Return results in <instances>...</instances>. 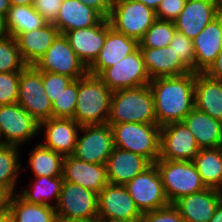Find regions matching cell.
I'll list each match as a JSON object with an SVG mask.
<instances>
[{"label":"cell","mask_w":222,"mask_h":222,"mask_svg":"<svg viewBox=\"0 0 222 222\" xmlns=\"http://www.w3.org/2000/svg\"><path fill=\"white\" fill-rule=\"evenodd\" d=\"M150 79L179 76L191 70L179 59L171 46L163 48L139 47Z\"/></svg>","instance_id":"cb8c5ba5"},{"label":"cell","mask_w":222,"mask_h":222,"mask_svg":"<svg viewBox=\"0 0 222 222\" xmlns=\"http://www.w3.org/2000/svg\"><path fill=\"white\" fill-rule=\"evenodd\" d=\"M219 192L221 193V195H222V185H221V188L219 189Z\"/></svg>","instance_id":"680465c9"},{"label":"cell","mask_w":222,"mask_h":222,"mask_svg":"<svg viewBox=\"0 0 222 222\" xmlns=\"http://www.w3.org/2000/svg\"><path fill=\"white\" fill-rule=\"evenodd\" d=\"M55 210L58 219L98 222V193L63 181Z\"/></svg>","instance_id":"52a82bcc"},{"label":"cell","mask_w":222,"mask_h":222,"mask_svg":"<svg viewBox=\"0 0 222 222\" xmlns=\"http://www.w3.org/2000/svg\"><path fill=\"white\" fill-rule=\"evenodd\" d=\"M141 220L142 222H185L173 204L143 213Z\"/></svg>","instance_id":"60d3db41"},{"label":"cell","mask_w":222,"mask_h":222,"mask_svg":"<svg viewBox=\"0 0 222 222\" xmlns=\"http://www.w3.org/2000/svg\"><path fill=\"white\" fill-rule=\"evenodd\" d=\"M141 216L125 185L108 183L98 193V222L128 221Z\"/></svg>","instance_id":"5bb4252c"},{"label":"cell","mask_w":222,"mask_h":222,"mask_svg":"<svg viewBox=\"0 0 222 222\" xmlns=\"http://www.w3.org/2000/svg\"><path fill=\"white\" fill-rule=\"evenodd\" d=\"M216 1L218 2L219 7H220V10H221V12H222V0H216Z\"/></svg>","instance_id":"9f6ffc18"},{"label":"cell","mask_w":222,"mask_h":222,"mask_svg":"<svg viewBox=\"0 0 222 222\" xmlns=\"http://www.w3.org/2000/svg\"><path fill=\"white\" fill-rule=\"evenodd\" d=\"M46 23L33 5H17L11 6L4 18V29L7 35L16 38L20 33L33 31Z\"/></svg>","instance_id":"4dcf8cb0"},{"label":"cell","mask_w":222,"mask_h":222,"mask_svg":"<svg viewBox=\"0 0 222 222\" xmlns=\"http://www.w3.org/2000/svg\"><path fill=\"white\" fill-rule=\"evenodd\" d=\"M33 66L38 71L58 73L74 80L88 73V68L73 51L64 34L57 36L46 53Z\"/></svg>","instance_id":"7c38bea8"},{"label":"cell","mask_w":222,"mask_h":222,"mask_svg":"<svg viewBox=\"0 0 222 222\" xmlns=\"http://www.w3.org/2000/svg\"><path fill=\"white\" fill-rule=\"evenodd\" d=\"M59 34V30L53 23H46L33 31L20 33L16 37V41L23 61L27 65H34L46 53Z\"/></svg>","instance_id":"484cf974"},{"label":"cell","mask_w":222,"mask_h":222,"mask_svg":"<svg viewBox=\"0 0 222 222\" xmlns=\"http://www.w3.org/2000/svg\"><path fill=\"white\" fill-rule=\"evenodd\" d=\"M19 150L18 146L0 144V185L7 186L14 194L17 193L15 188L23 169Z\"/></svg>","instance_id":"836d02e7"},{"label":"cell","mask_w":222,"mask_h":222,"mask_svg":"<svg viewBox=\"0 0 222 222\" xmlns=\"http://www.w3.org/2000/svg\"><path fill=\"white\" fill-rule=\"evenodd\" d=\"M5 34H6V32H5V29H4V18H2L0 16V36H3Z\"/></svg>","instance_id":"816d5d0a"},{"label":"cell","mask_w":222,"mask_h":222,"mask_svg":"<svg viewBox=\"0 0 222 222\" xmlns=\"http://www.w3.org/2000/svg\"><path fill=\"white\" fill-rule=\"evenodd\" d=\"M63 180L76 183L99 193L108 183L105 164L82 161L73 155H66L63 161Z\"/></svg>","instance_id":"d6986e66"},{"label":"cell","mask_w":222,"mask_h":222,"mask_svg":"<svg viewBox=\"0 0 222 222\" xmlns=\"http://www.w3.org/2000/svg\"><path fill=\"white\" fill-rule=\"evenodd\" d=\"M79 133L72 155L88 163L106 165L115 148L110 125L81 126Z\"/></svg>","instance_id":"8fae6325"},{"label":"cell","mask_w":222,"mask_h":222,"mask_svg":"<svg viewBox=\"0 0 222 222\" xmlns=\"http://www.w3.org/2000/svg\"><path fill=\"white\" fill-rule=\"evenodd\" d=\"M202 148L222 147V122L194 107L182 121Z\"/></svg>","instance_id":"4316f807"},{"label":"cell","mask_w":222,"mask_h":222,"mask_svg":"<svg viewBox=\"0 0 222 222\" xmlns=\"http://www.w3.org/2000/svg\"><path fill=\"white\" fill-rule=\"evenodd\" d=\"M118 222H142L141 218L128 220V221H118Z\"/></svg>","instance_id":"db71d44e"},{"label":"cell","mask_w":222,"mask_h":222,"mask_svg":"<svg viewBox=\"0 0 222 222\" xmlns=\"http://www.w3.org/2000/svg\"><path fill=\"white\" fill-rule=\"evenodd\" d=\"M156 19L155 11L138 0L112 2L108 17V21L115 31L134 38L138 42Z\"/></svg>","instance_id":"8992f818"},{"label":"cell","mask_w":222,"mask_h":222,"mask_svg":"<svg viewBox=\"0 0 222 222\" xmlns=\"http://www.w3.org/2000/svg\"><path fill=\"white\" fill-rule=\"evenodd\" d=\"M209 222H222V203L217 207Z\"/></svg>","instance_id":"681fc988"},{"label":"cell","mask_w":222,"mask_h":222,"mask_svg":"<svg viewBox=\"0 0 222 222\" xmlns=\"http://www.w3.org/2000/svg\"><path fill=\"white\" fill-rule=\"evenodd\" d=\"M220 13L216 0H192L185 2L184 8L173 22L178 32L193 39Z\"/></svg>","instance_id":"2e32d148"},{"label":"cell","mask_w":222,"mask_h":222,"mask_svg":"<svg viewBox=\"0 0 222 222\" xmlns=\"http://www.w3.org/2000/svg\"><path fill=\"white\" fill-rule=\"evenodd\" d=\"M32 181L33 184L31 182L30 188H22V191H17V194L28 203L55 207L59 201L61 187L64 181L63 176L35 177ZM51 200H54L55 204L51 202Z\"/></svg>","instance_id":"f546056e"},{"label":"cell","mask_w":222,"mask_h":222,"mask_svg":"<svg viewBox=\"0 0 222 222\" xmlns=\"http://www.w3.org/2000/svg\"><path fill=\"white\" fill-rule=\"evenodd\" d=\"M4 222H16L9 213L4 214Z\"/></svg>","instance_id":"f5cc1de1"},{"label":"cell","mask_w":222,"mask_h":222,"mask_svg":"<svg viewBox=\"0 0 222 222\" xmlns=\"http://www.w3.org/2000/svg\"><path fill=\"white\" fill-rule=\"evenodd\" d=\"M40 123L18 103L0 105V144L20 147L39 133Z\"/></svg>","instance_id":"30bf717a"},{"label":"cell","mask_w":222,"mask_h":222,"mask_svg":"<svg viewBox=\"0 0 222 222\" xmlns=\"http://www.w3.org/2000/svg\"><path fill=\"white\" fill-rule=\"evenodd\" d=\"M185 2V0H162L155 11L156 18L174 21L184 8Z\"/></svg>","instance_id":"b9f144b4"},{"label":"cell","mask_w":222,"mask_h":222,"mask_svg":"<svg viewBox=\"0 0 222 222\" xmlns=\"http://www.w3.org/2000/svg\"><path fill=\"white\" fill-rule=\"evenodd\" d=\"M78 93V79L73 80L52 102V117L74 118Z\"/></svg>","instance_id":"8d00e7d4"},{"label":"cell","mask_w":222,"mask_h":222,"mask_svg":"<svg viewBox=\"0 0 222 222\" xmlns=\"http://www.w3.org/2000/svg\"><path fill=\"white\" fill-rule=\"evenodd\" d=\"M125 187L141 214L169 205L155 163L136 175Z\"/></svg>","instance_id":"9c48e42d"},{"label":"cell","mask_w":222,"mask_h":222,"mask_svg":"<svg viewBox=\"0 0 222 222\" xmlns=\"http://www.w3.org/2000/svg\"><path fill=\"white\" fill-rule=\"evenodd\" d=\"M169 46L179 59L193 72H195V50L193 40L176 31Z\"/></svg>","instance_id":"74e56055"},{"label":"cell","mask_w":222,"mask_h":222,"mask_svg":"<svg viewBox=\"0 0 222 222\" xmlns=\"http://www.w3.org/2000/svg\"><path fill=\"white\" fill-rule=\"evenodd\" d=\"M149 86L154 95L155 116L160 127L182 122L195 107L193 71L179 76L151 79Z\"/></svg>","instance_id":"6da1fadb"},{"label":"cell","mask_w":222,"mask_h":222,"mask_svg":"<svg viewBox=\"0 0 222 222\" xmlns=\"http://www.w3.org/2000/svg\"><path fill=\"white\" fill-rule=\"evenodd\" d=\"M9 214L16 222H56L55 207L31 204L15 193L11 200Z\"/></svg>","instance_id":"d6a6232c"},{"label":"cell","mask_w":222,"mask_h":222,"mask_svg":"<svg viewBox=\"0 0 222 222\" xmlns=\"http://www.w3.org/2000/svg\"><path fill=\"white\" fill-rule=\"evenodd\" d=\"M81 3L96 10L103 18L108 19L112 2L110 0H79Z\"/></svg>","instance_id":"ee69618b"},{"label":"cell","mask_w":222,"mask_h":222,"mask_svg":"<svg viewBox=\"0 0 222 222\" xmlns=\"http://www.w3.org/2000/svg\"><path fill=\"white\" fill-rule=\"evenodd\" d=\"M81 126L71 118H49L40 122L39 130L44 131V147L64 156L72 155Z\"/></svg>","instance_id":"e0dca14e"},{"label":"cell","mask_w":222,"mask_h":222,"mask_svg":"<svg viewBox=\"0 0 222 222\" xmlns=\"http://www.w3.org/2000/svg\"><path fill=\"white\" fill-rule=\"evenodd\" d=\"M107 19L103 18L97 25L66 32L70 46L80 60L89 68L98 58L105 43Z\"/></svg>","instance_id":"ac0fdd59"},{"label":"cell","mask_w":222,"mask_h":222,"mask_svg":"<svg viewBox=\"0 0 222 222\" xmlns=\"http://www.w3.org/2000/svg\"><path fill=\"white\" fill-rule=\"evenodd\" d=\"M99 77L113 92L148 85L151 81L140 48L105 69Z\"/></svg>","instance_id":"4fadbf2b"},{"label":"cell","mask_w":222,"mask_h":222,"mask_svg":"<svg viewBox=\"0 0 222 222\" xmlns=\"http://www.w3.org/2000/svg\"><path fill=\"white\" fill-rule=\"evenodd\" d=\"M155 165L161 175L164 192L170 204L180 197L206 189L192 161L158 159Z\"/></svg>","instance_id":"5b68a950"},{"label":"cell","mask_w":222,"mask_h":222,"mask_svg":"<svg viewBox=\"0 0 222 222\" xmlns=\"http://www.w3.org/2000/svg\"><path fill=\"white\" fill-rule=\"evenodd\" d=\"M210 78L222 81V47L215 62L205 72Z\"/></svg>","instance_id":"bcb514c9"},{"label":"cell","mask_w":222,"mask_h":222,"mask_svg":"<svg viewBox=\"0 0 222 222\" xmlns=\"http://www.w3.org/2000/svg\"><path fill=\"white\" fill-rule=\"evenodd\" d=\"M112 93L97 75L87 73L79 78L73 119L80 126L106 124L110 116Z\"/></svg>","instance_id":"7a4b0ae2"},{"label":"cell","mask_w":222,"mask_h":222,"mask_svg":"<svg viewBox=\"0 0 222 222\" xmlns=\"http://www.w3.org/2000/svg\"><path fill=\"white\" fill-rule=\"evenodd\" d=\"M0 222H4V214L0 215Z\"/></svg>","instance_id":"6f0895ef"},{"label":"cell","mask_w":222,"mask_h":222,"mask_svg":"<svg viewBox=\"0 0 222 222\" xmlns=\"http://www.w3.org/2000/svg\"><path fill=\"white\" fill-rule=\"evenodd\" d=\"M157 123L153 92L148 85L114 91L108 124Z\"/></svg>","instance_id":"3957f363"},{"label":"cell","mask_w":222,"mask_h":222,"mask_svg":"<svg viewBox=\"0 0 222 222\" xmlns=\"http://www.w3.org/2000/svg\"><path fill=\"white\" fill-rule=\"evenodd\" d=\"M56 222H85V221H69V220H63V219L57 218Z\"/></svg>","instance_id":"11a10c76"},{"label":"cell","mask_w":222,"mask_h":222,"mask_svg":"<svg viewBox=\"0 0 222 222\" xmlns=\"http://www.w3.org/2000/svg\"><path fill=\"white\" fill-rule=\"evenodd\" d=\"M195 107L222 122V81L195 72Z\"/></svg>","instance_id":"83f0119b"},{"label":"cell","mask_w":222,"mask_h":222,"mask_svg":"<svg viewBox=\"0 0 222 222\" xmlns=\"http://www.w3.org/2000/svg\"><path fill=\"white\" fill-rule=\"evenodd\" d=\"M110 127L115 147L144 156L151 163L159 159L161 127L157 123L126 122Z\"/></svg>","instance_id":"277c9868"},{"label":"cell","mask_w":222,"mask_h":222,"mask_svg":"<svg viewBox=\"0 0 222 222\" xmlns=\"http://www.w3.org/2000/svg\"><path fill=\"white\" fill-rule=\"evenodd\" d=\"M102 19L103 17L96 10L79 0H63L53 24L60 34H65L71 30L95 26Z\"/></svg>","instance_id":"d4e9b609"},{"label":"cell","mask_w":222,"mask_h":222,"mask_svg":"<svg viewBox=\"0 0 222 222\" xmlns=\"http://www.w3.org/2000/svg\"><path fill=\"white\" fill-rule=\"evenodd\" d=\"M139 42L125 34L115 31L107 19V34L105 43L98 58L88 68V73L99 76L105 69L134 52Z\"/></svg>","instance_id":"44dd1931"},{"label":"cell","mask_w":222,"mask_h":222,"mask_svg":"<svg viewBox=\"0 0 222 222\" xmlns=\"http://www.w3.org/2000/svg\"><path fill=\"white\" fill-rule=\"evenodd\" d=\"M199 151L195 137L183 122L161 126L159 159L191 161Z\"/></svg>","instance_id":"9a60e30c"},{"label":"cell","mask_w":222,"mask_h":222,"mask_svg":"<svg viewBox=\"0 0 222 222\" xmlns=\"http://www.w3.org/2000/svg\"><path fill=\"white\" fill-rule=\"evenodd\" d=\"M26 66L16 38L7 34L0 36V73L21 72Z\"/></svg>","instance_id":"d590c367"},{"label":"cell","mask_w":222,"mask_h":222,"mask_svg":"<svg viewBox=\"0 0 222 222\" xmlns=\"http://www.w3.org/2000/svg\"><path fill=\"white\" fill-rule=\"evenodd\" d=\"M176 31L173 21L156 19L139 41V47H167Z\"/></svg>","instance_id":"e575fe53"},{"label":"cell","mask_w":222,"mask_h":222,"mask_svg":"<svg viewBox=\"0 0 222 222\" xmlns=\"http://www.w3.org/2000/svg\"><path fill=\"white\" fill-rule=\"evenodd\" d=\"M9 0H0V16L5 18L8 15L10 9Z\"/></svg>","instance_id":"7dc6e473"},{"label":"cell","mask_w":222,"mask_h":222,"mask_svg":"<svg viewBox=\"0 0 222 222\" xmlns=\"http://www.w3.org/2000/svg\"><path fill=\"white\" fill-rule=\"evenodd\" d=\"M17 103L39 123L52 118V102L44 89L43 71H38L33 65H27L20 72Z\"/></svg>","instance_id":"ba28073f"},{"label":"cell","mask_w":222,"mask_h":222,"mask_svg":"<svg viewBox=\"0 0 222 222\" xmlns=\"http://www.w3.org/2000/svg\"><path fill=\"white\" fill-rule=\"evenodd\" d=\"M151 164L144 156L115 147L106 163L108 181L111 184L126 185Z\"/></svg>","instance_id":"603a6c76"},{"label":"cell","mask_w":222,"mask_h":222,"mask_svg":"<svg viewBox=\"0 0 222 222\" xmlns=\"http://www.w3.org/2000/svg\"><path fill=\"white\" fill-rule=\"evenodd\" d=\"M73 80V78L65 75L43 71L44 89L51 102H53Z\"/></svg>","instance_id":"ab89813d"},{"label":"cell","mask_w":222,"mask_h":222,"mask_svg":"<svg viewBox=\"0 0 222 222\" xmlns=\"http://www.w3.org/2000/svg\"><path fill=\"white\" fill-rule=\"evenodd\" d=\"M20 72L0 73V105L17 103Z\"/></svg>","instance_id":"f35d334b"},{"label":"cell","mask_w":222,"mask_h":222,"mask_svg":"<svg viewBox=\"0 0 222 222\" xmlns=\"http://www.w3.org/2000/svg\"><path fill=\"white\" fill-rule=\"evenodd\" d=\"M63 0H34L33 7L47 23H54Z\"/></svg>","instance_id":"7bdbcfd3"},{"label":"cell","mask_w":222,"mask_h":222,"mask_svg":"<svg viewBox=\"0 0 222 222\" xmlns=\"http://www.w3.org/2000/svg\"><path fill=\"white\" fill-rule=\"evenodd\" d=\"M206 188L219 190L222 185V147L202 148L192 158Z\"/></svg>","instance_id":"f1b7e54d"},{"label":"cell","mask_w":222,"mask_h":222,"mask_svg":"<svg viewBox=\"0 0 222 222\" xmlns=\"http://www.w3.org/2000/svg\"><path fill=\"white\" fill-rule=\"evenodd\" d=\"M64 155L36 144L30 152L28 167L33 171L34 177H56L63 175Z\"/></svg>","instance_id":"1f68e13d"},{"label":"cell","mask_w":222,"mask_h":222,"mask_svg":"<svg viewBox=\"0 0 222 222\" xmlns=\"http://www.w3.org/2000/svg\"><path fill=\"white\" fill-rule=\"evenodd\" d=\"M193 40L195 72L205 73L215 62L222 47V12Z\"/></svg>","instance_id":"7402d4cb"},{"label":"cell","mask_w":222,"mask_h":222,"mask_svg":"<svg viewBox=\"0 0 222 222\" xmlns=\"http://www.w3.org/2000/svg\"><path fill=\"white\" fill-rule=\"evenodd\" d=\"M10 6L17 5H29L32 6L34 4V0H9Z\"/></svg>","instance_id":"f907efd6"},{"label":"cell","mask_w":222,"mask_h":222,"mask_svg":"<svg viewBox=\"0 0 222 222\" xmlns=\"http://www.w3.org/2000/svg\"><path fill=\"white\" fill-rule=\"evenodd\" d=\"M221 203L222 195L219 190L206 188L180 197L173 205L185 222H209Z\"/></svg>","instance_id":"ffe728a7"},{"label":"cell","mask_w":222,"mask_h":222,"mask_svg":"<svg viewBox=\"0 0 222 222\" xmlns=\"http://www.w3.org/2000/svg\"><path fill=\"white\" fill-rule=\"evenodd\" d=\"M14 193L4 185H0V215L9 213Z\"/></svg>","instance_id":"f6af8a7d"},{"label":"cell","mask_w":222,"mask_h":222,"mask_svg":"<svg viewBox=\"0 0 222 222\" xmlns=\"http://www.w3.org/2000/svg\"><path fill=\"white\" fill-rule=\"evenodd\" d=\"M138 1L156 11L162 0H138Z\"/></svg>","instance_id":"c3c4849f"}]
</instances>
